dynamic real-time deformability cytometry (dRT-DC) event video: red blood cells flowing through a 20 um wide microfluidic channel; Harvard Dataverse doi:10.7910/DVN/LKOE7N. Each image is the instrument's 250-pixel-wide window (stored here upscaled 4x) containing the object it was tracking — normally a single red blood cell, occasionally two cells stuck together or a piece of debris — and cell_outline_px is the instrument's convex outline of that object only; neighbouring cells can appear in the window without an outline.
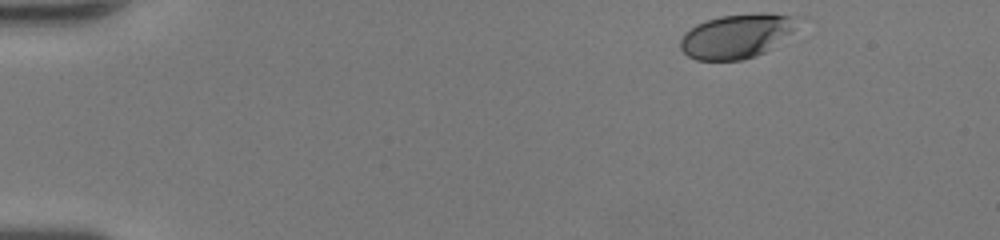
{"species": "human", "species_latin": "Homo sapiens", "temperature_condition": "room temperature", "stored_images_in_passage": 44, "camera_frame_rate_fps": 3000, "um_per_image_px": 0.085, "donor": {"sex": "female"}, "frame": {"image": 1, "passage_image": 1, "time_ms": 0.0, "image_size_px": [1000, 240], "cell_outline_px": [[804, 16], [792, 32], [764, 52], [756, 56], [740, 60], [696, 60], [688, 56], [680, 48], [680, 40], [684, 32], [696, 24], [720, 16], [764, 12], [768, 12]], "centroid_in_image_um": [62.65, 3.03], "position_along_channel_um": 22.3, "area_um2": 30.46}}
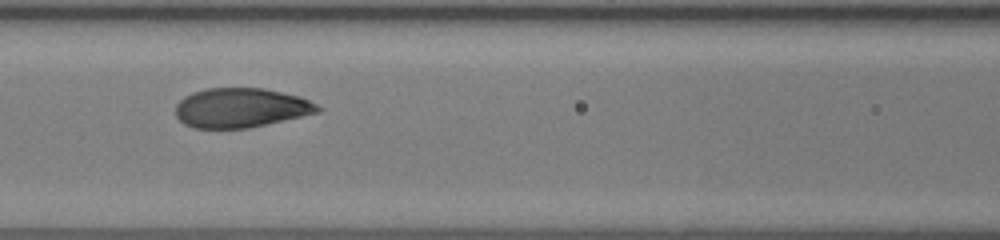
{"frame": {"image": 2, "passage_image": 18, "time_ms": 5.667, "image_size_px": [1000, 240], "cell_outline_px": [[324, 108], [320, 112], [248, 128], [196, 128], [184, 124], [176, 116], [176, 104], [184, 96], [192, 92], [208, 88], [264, 88], [300, 96]], "centroid_in_image_um": [20.48, 9.16], "position_along_channel_um": 146.1, "area_um2": 32.71}}
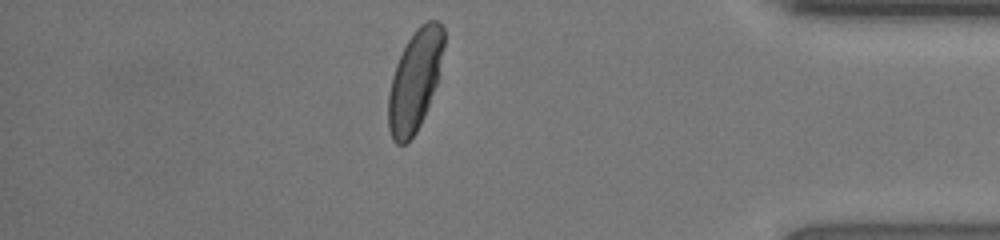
{"frame": {"image": 3, "passage_image": 38, "time_ms": 12.333, "image_size_px": [1000, 240], "cell_outline_px": [[444, 44], [436, 84], [424, 116], [416, 132], [404, 144], [396, 144], [392, 140], [388, 128], [388, 96], [392, 76], [396, 64], [408, 40], [416, 28], [420, 24], [428, 20], [436, 20], [444, 24]], "centroid_in_image_um": [35.25, 6.83], "position_along_channel_um": 399.9, "area_um2": 32.37}, "authors_computed_cell_mechanics": {"area_um2": 33.3217, "velocity_mm_per_s": 4.2513, "shape_relaxation_time_tau1_ms": 2.9479, "shape_relaxation_time_tau2_ms": null, "deformation_change_tau1": 0.1579, "deformation_change_tau2": null}}